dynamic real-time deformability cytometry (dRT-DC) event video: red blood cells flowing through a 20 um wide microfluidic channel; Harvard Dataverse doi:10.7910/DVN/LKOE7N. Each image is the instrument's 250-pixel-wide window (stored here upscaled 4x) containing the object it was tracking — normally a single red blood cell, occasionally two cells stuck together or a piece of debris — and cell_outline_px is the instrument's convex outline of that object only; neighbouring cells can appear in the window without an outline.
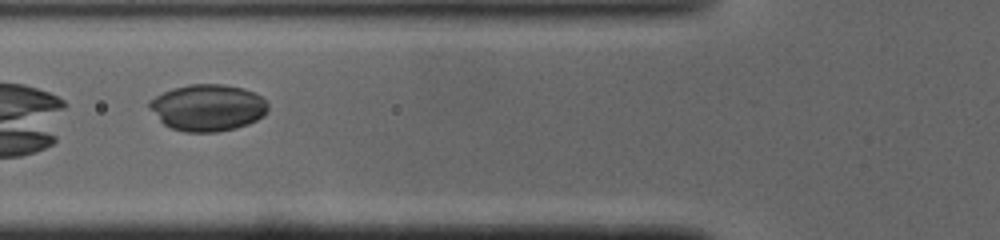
{"species": "common noctule bat (a hibernating species)", "species_latin": "Nyctalus noctula", "temperature_condition": "cold", "stored_images_in_passage": 6, "camera_frame_rate_fps": 3000, "um_per_image_px": 0.085, "animal": {"sex": "male", "body_mass_g": 19.0, "forearm_length_mm": 50.8}, "frame": {"image": 1, "passage_image": 4, "time_ms": 1.0, "image_size_px": [1000, 240], "cell_outline_px": [[268, 112], [264, 116], [248, 124], [236, 128], [216, 132], [184, 132], [172, 128], [164, 124], [148, 108], [148, 100], [172, 88], [188, 84], [224, 84], [244, 88], [260, 96], [268, 104]], "centroid_in_image_um": [17.65, 9.15], "position_along_channel_um": 108.2, "area_um2": 32.43}}